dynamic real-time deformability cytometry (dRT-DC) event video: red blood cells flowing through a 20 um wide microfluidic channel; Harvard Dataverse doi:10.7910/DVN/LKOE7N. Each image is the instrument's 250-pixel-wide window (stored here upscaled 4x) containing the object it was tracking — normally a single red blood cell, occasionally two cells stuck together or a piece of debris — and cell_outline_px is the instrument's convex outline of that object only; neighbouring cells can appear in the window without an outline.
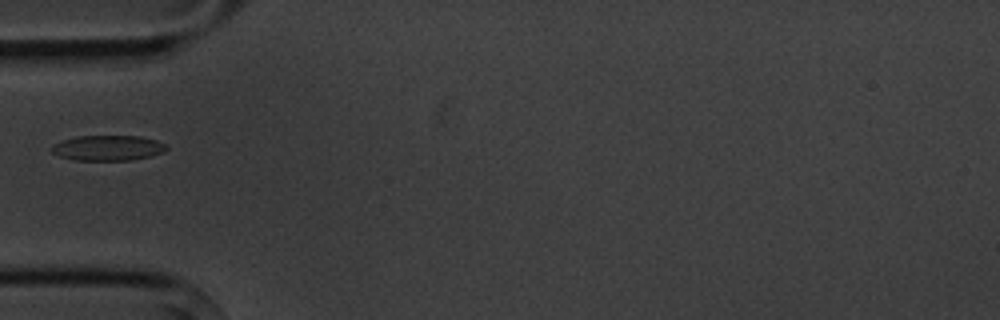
{"species": "common noctule bat (a hibernating species)", "species_latin": "Nyctalus noctula", "temperature_condition": "cold", "stored_images_in_passage": 4, "camera_frame_rate_fps": 3000, "um_per_image_px": 0.085, "animal": {"sex": "male", "body_mass_g": 20.1, "forearm_length_mm": 53.5}, "frame": {"image": 1, "passage_image": 1, "time_ms": 0.0, "image_size_px": [1000, 320], "cell_outline_px": [[168, 148], [164, 152], [132, 160], [72, 160], [60, 156], [52, 152], [52, 144], [60, 140], [76, 136], [140, 136], [156, 140], [164, 144]], "centroid_in_image_um": [9.13, 12.57], "position_along_channel_um": 75.9, "area_um2": 16.94}}
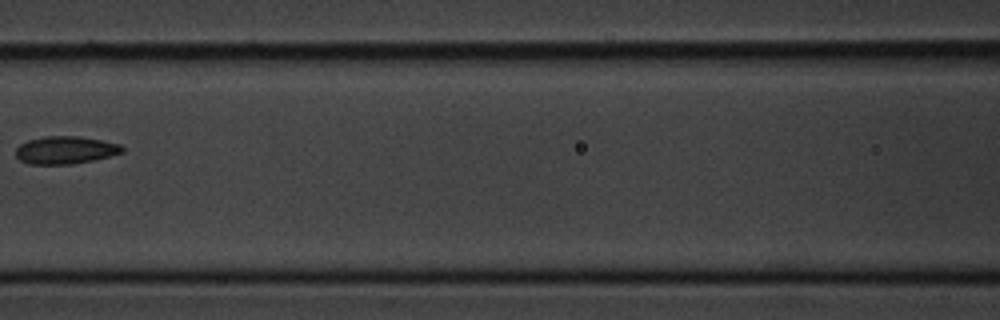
{"frame": {"image": 2, "passage_image": 3, "time_ms": 2.333, "image_size_px": [1000, 320], "cell_outline_px": [[124, 152], [92, 160], [72, 164], [28, 164], [20, 160], [16, 156], [16, 148], [20, 144], [28, 140], [44, 136], [80, 136], [120, 144], [124, 148]], "centroid_in_image_um": [5.54, 12.75], "position_along_channel_um": 161.1, "area_um2": 17.11}}
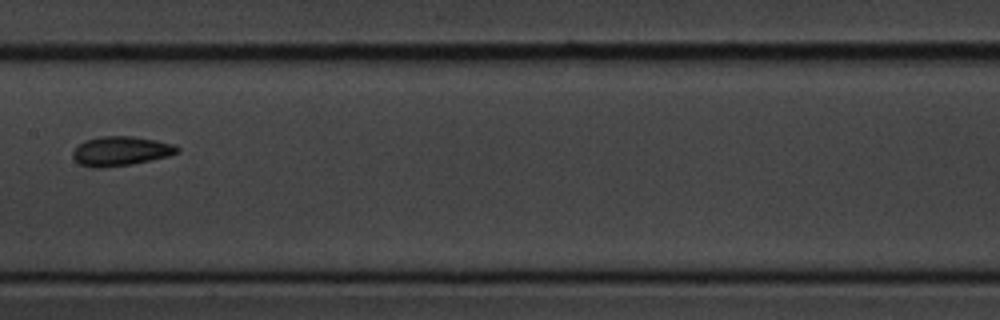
{"frame": {"image": 3, "passage_image": 4, "time_ms": 3.333, "image_size_px": [1000, 320], "cell_outline_px": [[180, 152], [168, 156], [132, 164], [104, 168], [92, 168], [80, 164], [72, 156], [72, 152], [84, 140], [100, 136], [132, 136], [156, 140], [176, 144], [180, 148]], "centroid_in_image_um": [10.29, 12.84], "position_along_channel_um": 197.1, "area_um2": 18.03}}